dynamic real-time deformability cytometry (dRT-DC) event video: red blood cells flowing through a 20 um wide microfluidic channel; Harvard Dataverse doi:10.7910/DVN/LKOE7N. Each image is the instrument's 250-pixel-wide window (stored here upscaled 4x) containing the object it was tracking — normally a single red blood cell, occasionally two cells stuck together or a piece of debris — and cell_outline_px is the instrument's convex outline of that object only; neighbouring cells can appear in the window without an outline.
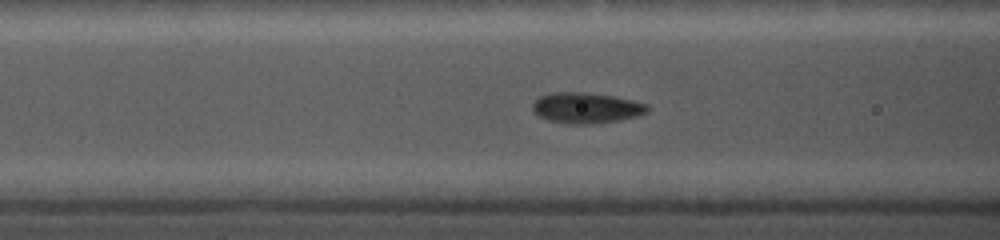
{"species": "common noctule bat (a hibernating species)", "species_latin": "Nyctalus noctula", "temperature_condition": "cold", "stored_images_in_passage": 12, "camera_frame_rate_fps": 5000, "um_per_image_px": 0.085, "animal": {"sex": "female", "body_mass_g": 19.0, "forearm_length_mm": 56.7}, "frame": {"image": 1, "passage_image": 5, "time_ms": 1.8, "image_size_px": [1000, 240], "cell_outline_px": [[648, 112], [636, 116], [596, 124], [568, 124], [548, 120], [540, 116], [532, 108], [532, 104], [540, 96], [552, 92], [584, 92], [612, 96], [632, 100], [648, 104]], "centroid_in_image_um": [49.82, 9.17], "position_along_channel_um": 116.8, "area_um2": 20.4}}
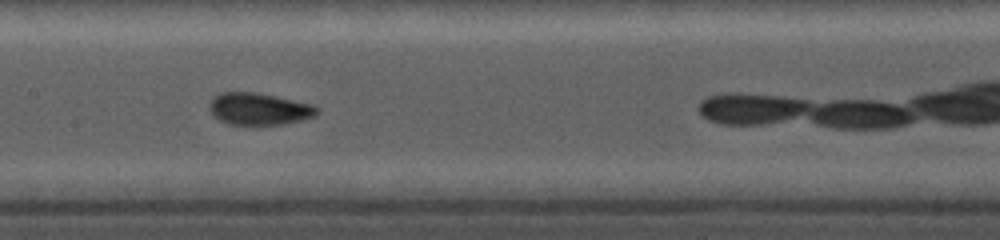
{"frame": {"image": 2, "passage_image": 9, "time_ms": 3.6, "image_size_px": [1000, 240], "cell_outline_px": [[320, 112], [312, 116], [300, 120], [284, 124], [228, 124], [212, 116], [208, 108], [212, 96], [220, 92], [256, 92], [316, 104], [320, 108]], "centroid_in_image_um": [22.01, 9.24], "position_along_channel_um": 185.4, "area_um2": 20.35}}
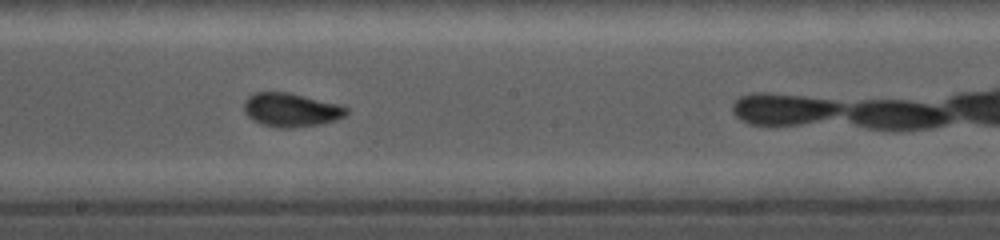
{"frame": {"image": 3, "passage_image": 11, "time_ms": 4.6, "image_size_px": [1000, 240], "cell_outline_px": [[348, 112], [344, 116], [336, 120], [320, 124], [288, 128], [280, 128], [260, 124], [252, 120], [244, 112], [244, 100], [248, 96], [256, 92], [288, 92], [340, 104], [348, 108]], "centroid_in_image_um": [24.72, 9.34], "position_along_channel_um": 223.5, "area_um2": 20.23}}